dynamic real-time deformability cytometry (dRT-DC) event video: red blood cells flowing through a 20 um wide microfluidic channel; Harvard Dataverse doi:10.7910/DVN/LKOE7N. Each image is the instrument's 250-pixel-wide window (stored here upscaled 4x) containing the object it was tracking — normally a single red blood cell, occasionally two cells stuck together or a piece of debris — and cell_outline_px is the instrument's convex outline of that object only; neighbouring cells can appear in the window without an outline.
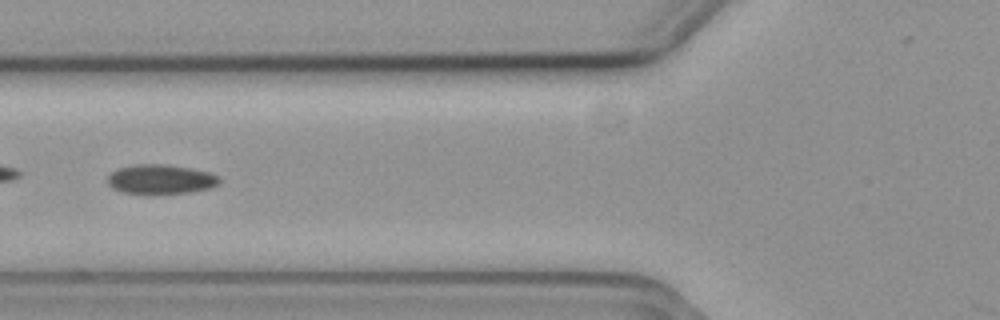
{"species": "common noctule bat (a hibernating species)", "species_latin": "Nyctalus noctula", "temperature_condition": "cold", "stored_images_in_passage": 40, "camera_frame_rate_fps": 3000, "um_per_image_px": 0.085, "animal": {"sex": "female", "body_mass_g": 19.3, "forearm_length_mm": 54.1}, "frame": {"image": 1, "passage_image": 5, "time_ms": 1.333, "image_size_px": [1000, 320], "cell_outline_px": [[220, 184], [212, 188], [188, 192], [152, 196], [148, 196], [124, 192], [112, 188], [108, 184], [108, 176], [112, 172], [120, 168], [136, 164], [164, 164], [192, 168], [208, 172], [220, 176]], "centroid_in_image_um": [13.68, 15.27], "position_along_channel_um": 112.1, "area_um2": 19.77}}
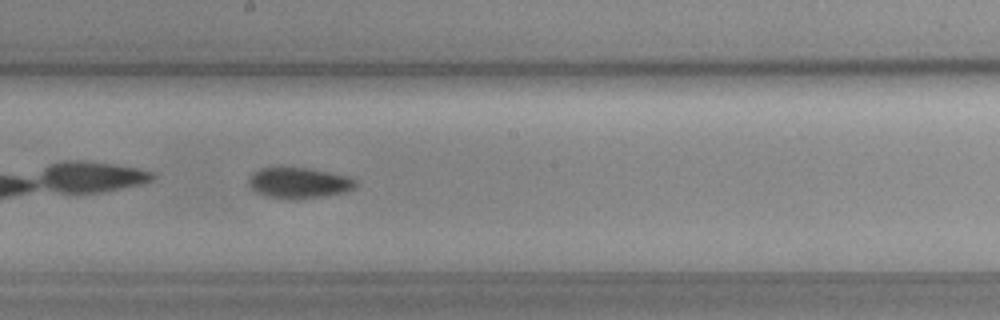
{"frame": {"image": 2, "passage_image": 14, "time_ms": 4.333, "image_size_px": [1000, 320], "cell_outline_px": [[360, 184], [356, 188], [348, 192], [324, 196], [296, 200], [292, 200], [268, 196], [256, 192], [248, 184], [248, 176], [252, 172], [260, 168], [308, 168], [348, 176], [356, 180]], "centroid_in_image_um": [25.44, 15.56], "position_along_channel_um": 222.8, "area_um2": 19.48}}
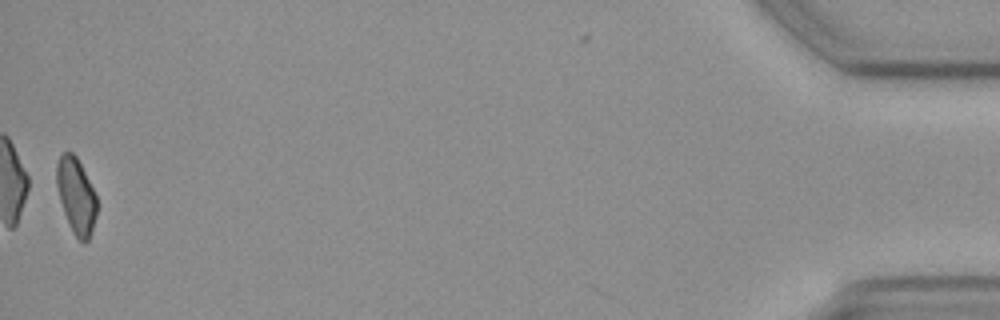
{"frame": {"image": 3, "passage_image": 39, "time_ms": 12.667, "image_size_px": [1000, 320], "cell_outline_px": [[96, 216], [92, 232], [88, 240], [84, 244], [72, 232], [64, 212], [60, 200], [56, 184], [56, 164], [60, 156], [64, 152], [72, 152], [76, 156], [96, 196]], "centroid_in_image_um": [6.46, 16.66], "position_along_channel_um": 428.7, "area_um2": 17.51}, "authors_computed_cell_mechanics": {"area_um2": 19.0451, "velocity_mm_per_s": 3.6856, "shape_relaxation_time_tau1_ms": 10.5341, "shape_relaxation_time_tau2_ms": null, "deformation_change_tau1": 0.11, "deformation_change_tau2": null}}